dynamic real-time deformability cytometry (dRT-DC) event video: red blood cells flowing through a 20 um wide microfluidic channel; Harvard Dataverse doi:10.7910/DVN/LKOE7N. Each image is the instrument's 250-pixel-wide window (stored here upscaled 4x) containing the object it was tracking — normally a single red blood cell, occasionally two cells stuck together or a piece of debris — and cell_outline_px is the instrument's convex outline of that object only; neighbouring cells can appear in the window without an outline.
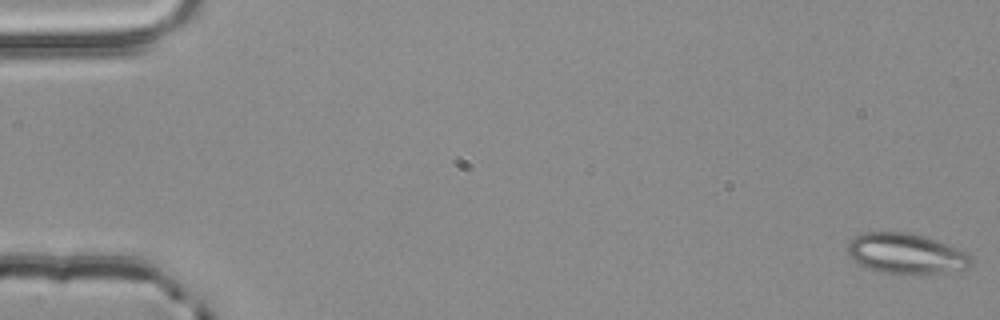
{"species": "common noctule bat (a hibernating species)", "species_latin": "Nyctalus noctula", "temperature_condition": "room temperature", "stored_images_in_passage": 55, "camera_frame_rate_fps": 3000, "um_per_image_px": 0.085, "animal": {"sex": "male", "body_mass_g": 20.4}, "frame": {"image": 1, "passage_image": 1, "time_ms": 0.0, "image_size_px": [1000, 320], "cell_outline_px": [[972, 264], [968, 268], [944, 272], [916, 276], [900, 276], [880, 272], [868, 268], [852, 260], [848, 252], [848, 244], [856, 236], [864, 232], [908, 232], [936, 240], [948, 244], [972, 256]], "centroid_in_image_um": [77.02, 21.6], "position_along_channel_um": 8.0, "area_um2": 29.54}}
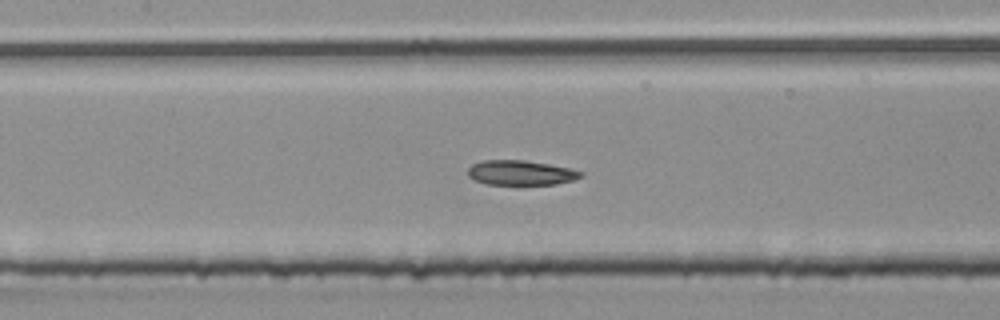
{"frame": {"image": 2, "passage_image": 26, "time_ms": 8.333, "image_size_px": [1000, 320], "cell_outline_px": [[584, 176], [572, 180], [556, 184], [488, 184], [476, 180], [468, 176], [468, 168], [472, 164], [484, 160], [524, 160], [548, 164], [568, 168], [584, 172]], "centroid_in_image_um": [44.27, 14.68], "position_along_channel_um": 163.1, "area_um2": 16.13}}
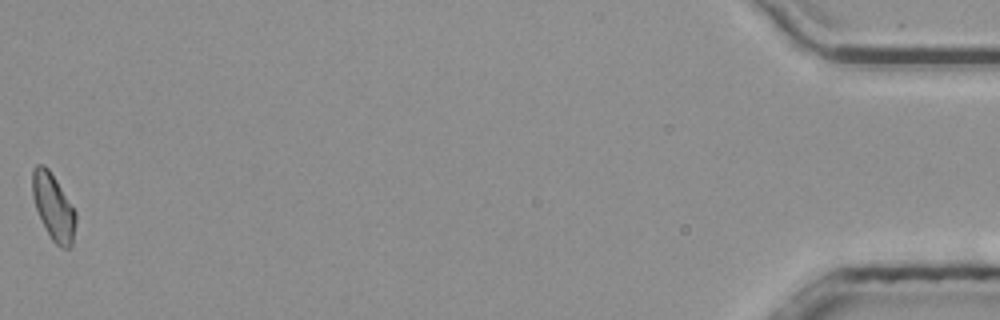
{"frame": {"image": 3, "passage_image": 55, "time_ms": 18.0, "image_size_px": [1000, 320], "cell_outline_px": [[76, 220], [72, 244], [68, 248], [60, 248], [52, 240], [36, 208], [32, 196], [32, 168], [36, 164], [44, 164], [48, 168], [56, 180], [76, 212]], "centroid_in_image_um": [4.53, 17.56], "position_along_channel_um": 430.7, "area_um2": 16.53}, "authors_computed_cell_mechanics": {"area_um2": 16.9354, "velocity_mm_per_s": 3.841, "shape_relaxation_time_tau1_ms": 5.5192, "shape_relaxation_time_tau2_ms": 2.7475, "deformation_change_tau1": 0.0893, "deformation_change_tau2": 0.0827}}